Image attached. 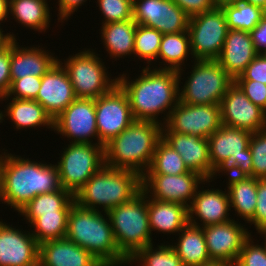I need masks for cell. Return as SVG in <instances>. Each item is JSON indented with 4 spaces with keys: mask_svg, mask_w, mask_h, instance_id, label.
Here are the masks:
<instances>
[{
    "mask_svg": "<svg viewBox=\"0 0 266 266\" xmlns=\"http://www.w3.org/2000/svg\"><path fill=\"white\" fill-rule=\"evenodd\" d=\"M95 111L97 142L103 146L134 121L128 97L118 84L95 99Z\"/></svg>",
    "mask_w": 266,
    "mask_h": 266,
    "instance_id": "5bb4252c",
    "label": "cell"
},
{
    "mask_svg": "<svg viewBox=\"0 0 266 266\" xmlns=\"http://www.w3.org/2000/svg\"><path fill=\"white\" fill-rule=\"evenodd\" d=\"M204 182L209 183L212 180H206L199 173L193 171L178 175L143 174L141 176L142 191L150 196L149 198L180 203L188 208L200 187L199 185H205Z\"/></svg>",
    "mask_w": 266,
    "mask_h": 266,
    "instance_id": "4fadbf2b",
    "label": "cell"
},
{
    "mask_svg": "<svg viewBox=\"0 0 266 266\" xmlns=\"http://www.w3.org/2000/svg\"><path fill=\"white\" fill-rule=\"evenodd\" d=\"M251 135L252 132L246 129L222 124L207 138L212 179L220 172L235 177L252 176V156L249 148Z\"/></svg>",
    "mask_w": 266,
    "mask_h": 266,
    "instance_id": "52a82bcc",
    "label": "cell"
},
{
    "mask_svg": "<svg viewBox=\"0 0 266 266\" xmlns=\"http://www.w3.org/2000/svg\"><path fill=\"white\" fill-rule=\"evenodd\" d=\"M234 80H253L266 85V55L258 54Z\"/></svg>",
    "mask_w": 266,
    "mask_h": 266,
    "instance_id": "f6af8a7d",
    "label": "cell"
},
{
    "mask_svg": "<svg viewBox=\"0 0 266 266\" xmlns=\"http://www.w3.org/2000/svg\"><path fill=\"white\" fill-rule=\"evenodd\" d=\"M104 165V146L98 142H70L56 164L62 188L73 195Z\"/></svg>",
    "mask_w": 266,
    "mask_h": 266,
    "instance_id": "30bf717a",
    "label": "cell"
},
{
    "mask_svg": "<svg viewBox=\"0 0 266 266\" xmlns=\"http://www.w3.org/2000/svg\"><path fill=\"white\" fill-rule=\"evenodd\" d=\"M262 236H264V238L266 239V233H264V234H261Z\"/></svg>",
    "mask_w": 266,
    "mask_h": 266,
    "instance_id": "680465c9",
    "label": "cell"
},
{
    "mask_svg": "<svg viewBox=\"0 0 266 266\" xmlns=\"http://www.w3.org/2000/svg\"><path fill=\"white\" fill-rule=\"evenodd\" d=\"M189 18L172 0H133V20L162 34L188 31Z\"/></svg>",
    "mask_w": 266,
    "mask_h": 266,
    "instance_id": "9a60e30c",
    "label": "cell"
},
{
    "mask_svg": "<svg viewBox=\"0 0 266 266\" xmlns=\"http://www.w3.org/2000/svg\"><path fill=\"white\" fill-rule=\"evenodd\" d=\"M220 107L223 125L252 133L266 129V112L256 106L235 83L228 88Z\"/></svg>",
    "mask_w": 266,
    "mask_h": 266,
    "instance_id": "ac0fdd59",
    "label": "cell"
},
{
    "mask_svg": "<svg viewBox=\"0 0 266 266\" xmlns=\"http://www.w3.org/2000/svg\"><path fill=\"white\" fill-rule=\"evenodd\" d=\"M148 198L149 227L162 233H179L189 223L188 207Z\"/></svg>",
    "mask_w": 266,
    "mask_h": 266,
    "instance_id": "484cf974",
    "label": "cell"
},
{
    "mask_svg": "<svg viewBox=\"0 0 266 266\" xmlns=\"http://www.w3.org/2000/svg\"><path fill=\"white\" fill-rule=\"evenodd\" d=\"M231 211L228 192L219 189H202L198 188L193 201L188 208L189 223L205 227L214 224H221L230 221L229 213ZM202 221L198 224L197 218ZM197 221V222H196Z\"/></svg>",
    "mask_w": 266,
    "mask_h": 266,
    "instance_id": "7402d4cb",
    "label": "cell"
},
{
    "mask_svg": "<svg viewBox=\"0 0 266 266\" xmlns=\"http://www.w3.org/2000/svg\"><path fill=\"white\" fill-rule=\"evenodd\" d=\"M222 125L220 104L194 105L178 102L162 132H178L208 138Z\"/></svg>",
    "mask_w": 266,
    "mask_h": 266,
    "instance_id": "7c38bea8",
    "label": "cell"
},
{
    "mask_svg": "<svg viewBox=\"0 0 266 266\" xmlns=\"http://www.w3.org/2000/svg\"><path fill=\"white\" fill-rule=\"evenodd\" d=\"M151 69L145 67L133 81L129 80L126 73L118 75V85L128 97L134 120L154 121L164 125L179 102L180 79L175 70ZM163 112L167 114L161 123L158 116Z\"/></svg>",
    "mask_w": 266,
    "mask_h": 266,
    "instance_id": "6da1fadb",
    "label": "cell"
},
{
    "mask_svg": "<svg viewBox=\"0 0 266 266\" xmlns=\"http://www.w3.org/2000/svg\"><path fill=\"white\" fill-rule=\"evenodd\" d=\"M68 214L69 211H56L37 217L30 225L34 230L31 234L37 243L65 238Z\"/></svg>",
    "mask_w": 266,
    "mask_h": 266,
    "instance_id": "e575fe53",
    "label": "cell"
},
{
    "mask_svg": "<svg viewBox=\"0 0 266 266\" xmlns=\"http://www.w3.org/2000/svg\"><path fill=\"white\" fill-rule=\"evenodd\" d=\"M246 223L254 225L258 233H266V179L257 181V203L254 216Z\"/></svg>",
    "mask_w": 266,
    "mask_h": 266,
    "instance_id": "7bdbcfd3",
    "label": "cell"
},
{
    "mask_svg": "<svg viewBox=\"0 0 266 266\" xmlns=\"http://www.w3.org/2000/svg\"><path fill=\"white\" fill-rule=\"evenodd\" d=\"M90 49L69 56L65 63L58 60L67 71L77 98L97 99L110 92L118 78L111 79L101 58Z\"/></svg>",
    "mask_w": 266,
    "mask_h": 266,
    "instance_id": "9c48e42d",
    "label": "cell"
},
{
    "mask_svg": "<svg viewBox=\"0 0 266 266\" xmlns=\"http://www.w3.org/2000/svg\"><path fill=\"white\" fill-rule=\"evenodd\" d=\"M257 178L252 176L235 177L228 176L227 192L230 207L237 216L248 222L255 213L257 203Z\"/></svg>",
    "mask_w": 266,
    "mask_h": 266,
    "instance_id": "f546056e",
    "label": "cell"
},
{
    "mask_svg": "<svg viewBox=\"0 0 266 266\" xmlns=\"http://www.w3.org/2000/svg\"><path fill=\"white\" fill-rule=\"evenodd\" d=\"M38 256L39 244L31 232L0 221V266H33Z\"/></svg>",
    "mask_w": 266,
    "mask_h": 266,
    "instance_id": "ffe728a7",
    "label": "cell"
},
{
    "mask_svg": "<svg viewBox=\"0 0 266 266\" xmlns=\"http://www.w3.org/2000/svg\"><path fill=\"white\" fill-rule=\"evenodd\" d=\"M108 215L116 245L128 260L138 250L153 245L148 199L142 190L129 202L111 209Z\"/></svg>",
    "mask_w": 266,
    "mask_h": 266,
    "instance_id": "8992f818",
    "label": "cell"
},
{
    "mask_svg": "<svg viewBox=\"0 0 266 266\" xmlns=\"http://www.w3.org/2000/svg\"><path fill=\"white\" fill-rule=\"evenodd\" d=\"M9 14L34 31L45 32L50 26V9L47 0H10Z\"/></svg>",
    "mask_w": 266,
    "mask_h": 266,
    "instance_id": "1f68e13d",
    "label": "cell"
},
{
    "mask_svg": "<svg viewBox=\"0 0 266 266\" xmlns=\"http://www.w3.org/2000/svg\"><path fill=\"white\" fill-rule=\"evenodd\" d=\"M154 245L146 246L138 250L129 260L131 262L140 263V266H183L181 259L178 257L174 248L169 245H158L153 249Z\"/></svg>",
    "mask_w": 266,
    "mask_h": 266,
    "instance_id": "8d00e7d4",
    "label": "cell"
},
{
    "mask_svg": "<svg viewBox=\"0 0 266 266\" xmlns=\"http://www.w3.org/2000/svg\"><path fill=\"white\" fill-rule=\"evenodd\" d=\"M177 4L189 17L215 8L211 0H172Z\"/></svg>",
    "mask_w": 266,
    "mask_h": 266,
    "instance_id": "7dc6e473",
    "label": "cell"
},
{
    "mask_svg": "<svg viewBox=\"0 0 266 266\" xmlns=\"http://www.w3.org/2000/svg\"><path fill=\"white\" fill-rule=\"evenodd\" d=\"M33 266H42V265L38 262V263H36V264L33 265Z\"/></svg>",
    "mask_w": 266,
    "mask_h": 266,
    "instance_id": "6f0895ef",
    "label": "cell"
},
{
    "mask_svg": "<svg viewBox=\"0 0 266 266\" xmlns=\"http://www.w3.org/2000/svg\"><path fill=\"white\" fill-rule=\"evenodd\" d=\"M12 40L0 50V88L7 93L11 86L10 62Z\"/></svg>",
    "mask_w": 266,
    "mask_h": 266,
    "instance_id": "bcb514c9",
    "label": "cell"
},
{
    "mask_svg": "<svg viewBox=\"0 0 266 266\" xmlns=\"http://www.w3.org/2000/svg\"><path fill=\"white\" fill-rule=\"evenodd\" d=\"M228 29L251 32L261 21L265 14L264 9L243 0L233 4L224 5Z\"/></svg>",
    "mask_w": 266,
    "mask_h": 266,
    "instance_id": "836d02e7",
    "label": "cell"
},
{
    "mask_svg": "<svg viewBox=\"0 0 266 266\" xmlns=\"http://www.w3.org/2000/svg\"><path fill=\"white\" fill-rule=\"evenodd\" d=\"M200 266H232V265L220 261H211L209 263L202 264Z\"/></svg>",
    "mask_w": 266,
    "mask_h": 266,
    "instance_id": "11a10c76",
    "label": "cell"
},
{
    "mask_svg": "<svg viewBox=\"0 0 266 266\" xmlns=\"http://www.w3.org/2000/svg\"><path fill=\"white\" fill-rule=\"evenodd\" d=\"M252 238L245 241L234 266H266V239L265 245H255Z\"/></svg>",
    "mask_w": 266,
    "mask_h": 266,
    "instance_id": "60d3db41",
    "label": "cell"
},
{
    "mask_svg": "<svg viewBox=\"0 0 266 266\" xmlns=\"http://www.w3.org/2000/svg\"><path fill=\"white\" fill-rule=\"evenodd\" d=\"M162 36L163 34L154 28L137 24L134 54L140 57V60L145 59L149 64L147 67H150L153 60H157Z\"/></svg>",
    "mask_w": 266,
    "mask_h": 266,
    "instance_id": "74e56055",
    "label": "cell"
},
{
    "mask_svg": "<svg viewBox=\"0 0 266 266\" xmlns=\"http://www.w3.org/2000/svg\"><path fill=\"white\" fill-rule=\"evenodd\" d=\"M141 190V176L137 172L104 165L78 190L74 201L80 207L96 211H100V206L108 213L129 202Z\"/></svg>",
    "mask_w": 266,
    "mask_h": 266,
    "instance_id": "5b68a950",
    "label": "cell"
},
{
    "mask_svg": "<svg viewBox=\"0 0 266 266\" xmlns=\"http://www.w3.org/2000/svg\"><path fill=\"white\" fill-rule=\"evenodd\" d=\"M162 139L179 153L189 171L199 173L206 180H212L207 138L178 132H162Z\"/></svg>",
    "mask_w": 266,
    "mask_h": 266,
    "instance_id": "44dd1931",
    "label": "cell"
},
{
    "mask_svg": "<svg viewBox=\"0 0 266 266\" xmlns=\"http://www.w3.org/2000/svg\"><path fill=\"white\" fill-rule=\"evenodd\" d=\"M247 3H251L252 5H256L258 7H261V8H265L266 6V0H243Z\"/></svg>",
    "mask_w": 266,
    "mask_h": 266,
    "instance_id": "db71d44e",
    "label": "cell"
},
{
    "mask_svg": "<svg viewBox=\"0 0 266 266\" xmlns=\"http://www.w3.org/2000/svg\"><path fill=\"white\" fill-rule=\"evenodd\" d=\"M46 164L2 152L0 201L19 212L37 195L62 189L56 164Z\"/></svg>",
    "mask_w": 266,
    "mask_h": 266,
    "instance_id": "7a4b0ae2",
    "label": "cell"
},
{
    "mask_svg": "<svg viewBox=\"0 0 266 266\" xmlns=\"http://www.w3.org/2000/svg\"><path fill=\"white\" fill-rule=\"evenodd\" d=\"M87 0H58V21L60 22L69 19L73 12H77L79 6L84 4Z\"/></svg>",
    "mask_w": 266,
    "mask_h": 266,
    "instance_id": "681fc988",
    "label": "cell"
},
{
    "mask_svg": "<svg viewBox=\"0 0 266 266\" xmlns=\"http://www.w3.org/2000/svg\"><path fill=\"white\" fill-rule=\"evenodd\" d=\"M163 125L154 121L134 120L118 136L104 145L105 165L126 169L142 176L150 167Z\"/></svg>",
    "mask_w": 266,
    "mask_h": 266,
    "instance_id": "277c9868",
    "label": "cell"
},
{
    "mask_svg": "<svg viewBox=\"0 0 266 266\" xmlns=\"http://www.w3.org/2000/svg\"><path fill=\"white\" fill-rule=\"evenodd\" d=\"M255 50L258 54L266 53V13L259 24L250 32Z\"/></svg>",
    "mask_w": 266,
    "mask_h": 266,
    "instance_id": "c3c4849f",
    "label": "cell"
},
{
    "mask_svg": "<svg viewBox=\"0 0 266 266\" xmlns=\"http://www.w3.org/2000/svg\"><path fill=\"white\" fill-rule=\"evenodd\" d=\"M5 97H6V93L0 88V99H1L0 101L6 100Z\"/></svg>",
    "mask_w": 266,
    "mask_h": 266,
    "instance_id": "9f6ffc18",
    "label": "cell"
},
{
    "mask_svg": "<svg viewBox=\"0 0 266 266\" xmlns=\"http://www.w3.org/2000/svg\"><path fill=\"white\" fill-rule=\"evenodd\" d=\"M12 40L10 75L11 83L23 77H42L59 59L42 47H22ZM43 49V50H42Z\"/></svg>",
    "mask_w": 266,
    "mask_h": 266,
    "instance_id": "d4e9b609",
    "label": "cell"
},
{
    "mask_svg": "<svg viewBox=\"0 0 266 266\" xmlns=\"http://www.w3.org/2000/svg\"><path fill=\"white\" fill-rule=\"evenodd\" d=\"M3 29L0 28V50L5 47L11 40H16L15 34L6 33L3 34Z\"/></svg>",
    "mask_w": 266,
    "mask_h": 266,
    "instance_id": "816d5d0a",
    "label": "cell"
},
{
    "mask_svg": "<svg viewBox=\"0 0 266 266\" xmlns=\"http://www.w3.org/2000/svg\"><path fill=\"white\" fill-rule=\"evenodd\" d=\"M181 233V234H180ZM178 242L172 247L183 266H200L211 262L203 229L188 223L179 232Z\"/></svg>",
    "mask_w": 266,
    "mask_h": 266,
    "instance_id": "83f0119b",
    "label": "cell"
},
{
    "mask_svg": "<svg viewBox=\"0 0 266 266\" xmlns=\"http://www.w3.org/2000/svg\"><path fill=\"white\" fill-rule=\"evenodd\" d=\"M245 225L235 220L202 227L211 261L234 266L245 241L251 236Z\"/></svg>",
    "mask_w": 266,
    "mask_h": 266,
    "instance_id": "e0dca14e",
    "label": "cell"
},
{
    "mask_svg": "<svg viewBox=\"0 0 266 266\" xmlns=\"http://www.w3.org/2000/svg\"><path fill=\"white\" fill-rule=\"evenodd\" d=\"M38 262L42 266H104L88 250L67 238L39 244Z\"/></svg>",
    "mask_w": 266,
    "mask_h": 266,
    "instance_id": "603a6c76",
    "label": "cell"
},
{
    "mask_svg": "<svg viewBox=\"0 0 266 266\" xmlns=\"http://www.w3.org/2000/svg\"><path fill=\"white\" fill-rule=\"evenodd\" d=\"M53 130L72 139V143L91 144L90 138L98 140L95 99L76 98L53 120Z\"/></svg>",
    "mask_w": 266,
    "mask_h": 266,
    "instance_id": "2e32d148",
    "label": "cell"
},
{
    "mask_svg": "<svg viewBox=\"0 0 266 266\" xmlns=\"http://www.w3.org/2000/svg\"><path fill=\"white\" fill-rule=\"evenodd\" d=\"M10 0H0V24L3 20L6 21L9 15Z\"/></svg>",
    "mask_w": 266,
    "mask_h": 266,
    "instance_id": "f907efd6",
    "label": "cell"
},
{
    "mask_svg": "<svg viewBox=\"0 0 266 266\" xmlns=\"http://www.w3.org/2000/svg\"><path fill=\"white\" fill-rule=\"evenodd\" d=\"M137 23L134 20L111 22L101 27V38L110 57L117 60L134 54Z\"/></svg>",
    "mask_w": 266,
    "mask_h": 266,
    "instance_id": "f1b7e54d",
    "label": "cell"
},
{
    "mask_svg": "<svg viewBox=\"0 0 266 266\" xmlns=\"http://www.w3.org/2000/svg\"><path fill=\"white\" fill-rule=\"evenodd\" d=\"M104 15L102 24L133 20V0H97Z\"/></svg>",
    "mask_w": 266,
    "mask_h": 266,
    "instance_id": "ab89813d",
    "label": "cell"
},
{
    "mask_svg": "<svg viewBox=\"0 0 266 266\" xmlns=\"http://www.w3.org/2000/svg\"><path fill=\"white\" fill-rule=\"evenodd\" d=\"M237 0H211L214 7L222 8L224 5L233 4Z\"/></svg>",
    "mask_w": 266,
    "mask_h": 266,
    "instance_id": "f5cc1de1",
    "label": "cell"
},
{
    "mask_svg": "<svg viewBox=\"0 0 266 266\" xmlns=\"http://www.w3.org/2000/svg\"><path fill=\"white\" fill-rule=\"evenodd\" d=\"M77 97L67 71L58 61L42 77L37 97L47 114L56 119Z\"/></svg>",
    "mask_w": 266,
    "mask_h": 266,
    "instance_id": "d6986e66",
    "label": "cell"
},
{
    "mask_svg": "<svg viewBox=\"0 0 266 266\" xmlns=\"http://www.w3.org/2000/svg\"><path fill=\"white\" fill-rule=\"evenodd\" d=\"M257 55L250 32L229 29L217 61L235 79Z\"/></svg>",
    "mask_w": 266,
    "mask_h": 266,
    "instance_id": "cb8c5ba5",
    "label": "cell"
},
{
    "mask_svg": "<svg viewBox=\"0 0 266 266\" xmlns=\"http://www.w3.org/2000/svg\"><path fill=\"white\" fill-rule=\"evenodd\" d=\"M184 86L179 89V101L185 104H220L234 79L217 60H195Z\"/></svg>",
    "mask_w": 266,
    "mask_h": 266,
    "instance_id": "ba28073f",
    "label": "cell"
},
{
    "mask_svg": "<svg viewBox=\"0 0 266 266\" xmlns=\"http://www.w3.org/2000/svg\"><path fill=\"white\" fill-rule=\"evenodd\" d=\"M41 86V77L31 76L16 79L11 83L10 89L6 93L5 99H31L34 100L37 97Z\"/></svg>",
    "mask_w": 266,
    "mask_h": 266,
    "instance_id": "b9f144b4",
    "label": "cell"
},
{
    "mask_svg": "<svg viewBox=\"0 0 266 266\" xmlns=\"http://www.w3.org/2000/svg\"><path fill=\"white\" fill-rule=\"evenodd\" d=\"M249 148L252 156V177L266 179V129L252 133Z\"/></svg>",
    "mask_w": 266,
    "mask_h": 266,
    "instance_id": "f35d334b",
    "label": "cell"
},
{
    "mask_svg": "<svg viewBox=\"0 0 266 266\" xmlns=\"http://www.w3.org/2000/svg\"><path fill=\"white\" fill-rule=\"evenodd\" d=\"M225 12L213 8L189 18L191 52L194 60H217L228 33Z\"/></svg>",
    "mask_w": 266,
    "mask_h": 266,
    "instance_id": "8fae6325",
    "label": "cell"
},
{
    "mask_svg": "<svg viewBox=\"0 0 266 266\" xmlns=\"http://www.w3.org/2000/svg\"><path fill=\"white\" fill-rule=\"evenodd\" d=\"M74 203V195L62 188L51 193L37 195L19 213L25 216V219L31 224L42 214L55 213L56 211H70Z\"/></svg>",
    "mask_w": 266,
    "mask_h": 266,
    "instance_id": "d6a6232c",
    "label": "cell"
},
{
    "mask_svg": "<svg viewBox=\"0 0 266 266\" xmlns=\"http://www.w3.org/2000/svg\"><path fill=\"white\" fill-rule=\"evenodd\" d=\"M187 172L189 170L179 153L161 139L156 146L151 165L144 174L178 175Z\"/></svg>",
    "mask_w": 266,
    "mask_h": 266,
    "instance_id": "d590c367",
    "label": "cell"
},
{
    "mask_svg": "<svg viewBox=\"0 0 266 266\" xmlns=\"http://www.w3.org/2000/svg\"><path fill=\"white\" fill-rule=\"evenodd\" d=\"M241 91L266 112V85L253 80H234Z\"/></svg>",
    "mask_w": 266,
    "mask_h": 266,
    "instance_id": "ee69618b",
    "label": "cell"
},
{
    "mask_svg": "<svg viewBox=\"0 0 266 266\" xmlns=\"http://www.w3.org/2000/svg\"><path fill=\"white\" fill-rule=\"evenodd\" d=\"M101 212L74 203L68 214L65 238L88 250L104 266L128 264L116 245L108 213Z\"/></svg>",
    "mask_w": 266,
    "mask_h": 266,
    "instance_id": "3957f363",
    "label": "cell"
},
{
    "mask_svg": "<svg viewBox=\"0 0 266 266\" xmlns=\"http://www.w3.org/2000/svg\"><path fill=\"white\" fill-rule=\"evenodd\" d=\"M4 113L0 110V123L4 120L3 117L7 116L12 120L11 122H13L17 130L30 127L36 128L37 126H47V128L53 129L52 118L36 100L12 98Z\"/></svg>",
    "mask_w": 266,
    "mask_h": 266,
    "instance_id": "4316f807",
    "label": "cell"
},
{
    "mask_svg": "<svg viewBox=\"0 0 266 266\" xmlns=\"http://www.w3.org/2000/svg\"><path fill=\"white\" fill-rule=\"evenodd\" d=\"M190 54L192 55L188 31L163 34L157 60L161 58L164 62L159 63H163L165 66H160L157 69L175 70L181 80L183 79L181 73L184 71L181 65L184 64L185 59L187 61Z\"/></svg>",
    "mask_w": 266,
    "mask_h": 266,
    "instance_id": "4dcf8cb0",
    "label": "cell"
}]
</instances>
